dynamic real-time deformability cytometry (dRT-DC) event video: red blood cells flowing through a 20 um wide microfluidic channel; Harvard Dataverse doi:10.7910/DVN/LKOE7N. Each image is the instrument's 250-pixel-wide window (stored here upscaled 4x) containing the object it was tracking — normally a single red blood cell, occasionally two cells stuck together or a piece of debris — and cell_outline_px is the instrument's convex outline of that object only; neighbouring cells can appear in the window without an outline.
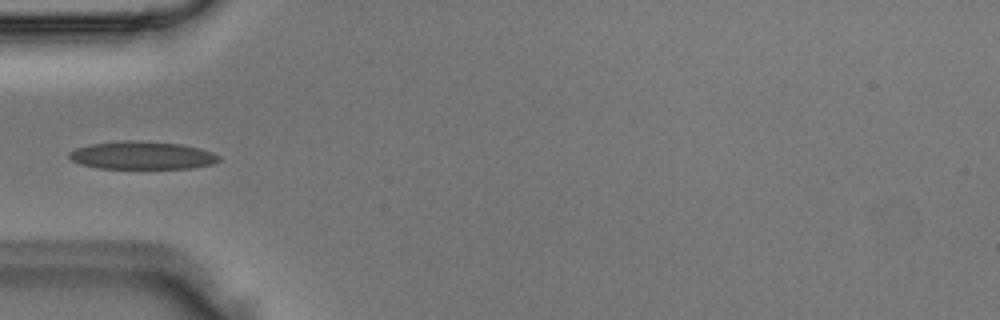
{"species": "Egyptian fruit bat (a non-hibernating species)", "species_latin": "Rousettus aegyptiacus", "temperature_condition": "room temperature", "stored_images_in_passage": 3, "camera_frame_rate_fps": 3000, "um_per_image_px": 0.085, "animal": {"sex": "male"}, "frame": {"image": 1, "passage_image": 3, "time_ms": 0.667, "image_size_px": [1000, 320], "cell_outline_px": [[220, 160], [212, 164], [192, 168], [100, 168], [80, 164], [72, 160], [68, 156], [68, 152], [76, 148], [88, 144], [120, 140], [140, 140], [180, 144], [200, 148], [212, 152], [220, 156]], "centroid_in_image_um": [12.06, 13.19], "position_along_channel_um": 72.9, "area_um2": 24.51}}